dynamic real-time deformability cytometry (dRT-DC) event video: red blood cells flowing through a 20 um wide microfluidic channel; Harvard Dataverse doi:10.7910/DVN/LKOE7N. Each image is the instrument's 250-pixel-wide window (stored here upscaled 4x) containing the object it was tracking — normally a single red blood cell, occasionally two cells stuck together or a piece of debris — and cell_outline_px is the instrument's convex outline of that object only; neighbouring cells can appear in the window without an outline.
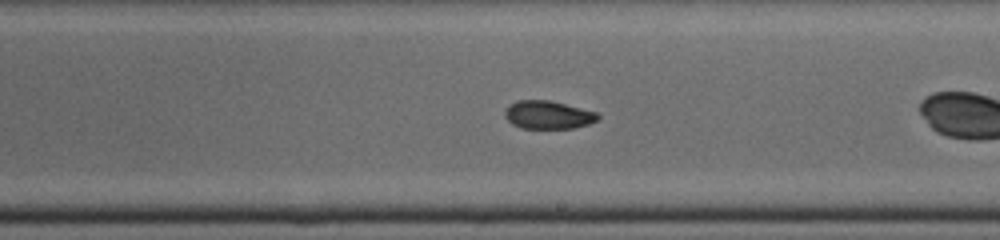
{"species": "common noctule bat (a hibernating species)", "species_latin": "Nyctalus noctula", "temperature_condition": "cold", "stored_images_in_passage": 28, "segment_of_instrument_passage": [2, 2], "camera_frame_rate_fps": 3000, "um_per_image_px": 0.085, "animal": {"sex": "male", "body_mass_g": 19.0, "forearm_length_mm": 50.8}, "frame": {"image": 1, "passage_image": 9, "time_ms": 2.667, "image_size_px": [1000, 240], "cell_outline_px": [[600, 120], [588, 124], [572, 128], [520, 128], [512, 124], [504, 116], [504, 112], [516, 100], [548, 100], [596, 112], [600, 116]], "centroid_in_image_um": [46.59, 9.77], "position_along_channel_um": 242.4, "area_um2": 15.09}}